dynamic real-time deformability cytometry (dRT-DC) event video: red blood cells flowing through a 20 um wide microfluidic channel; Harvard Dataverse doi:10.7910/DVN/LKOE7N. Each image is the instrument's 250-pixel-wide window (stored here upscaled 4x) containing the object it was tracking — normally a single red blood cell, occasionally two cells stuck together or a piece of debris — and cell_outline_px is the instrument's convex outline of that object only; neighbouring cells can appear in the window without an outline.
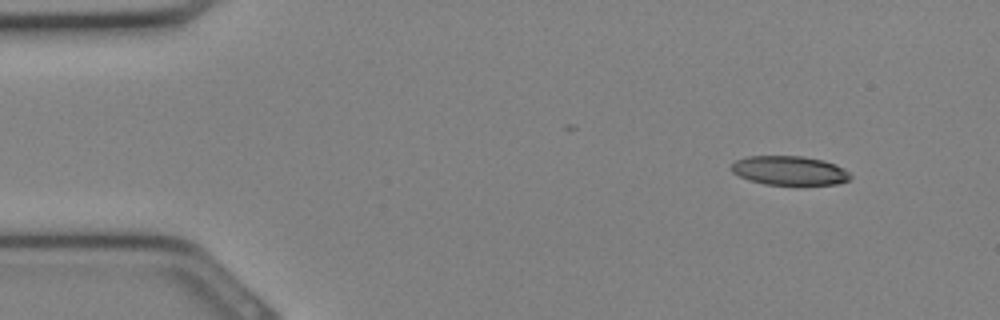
{"species": "Egyptian fruit bat (a non-hibernating species)", "species_latin": "Rousettus aegyptiacus", "temperature_condition": "cold", "stored_images_in_passage": 18, "camera_frame_rate_fps": 3000, "um_per_image_px": 0.085, "animal": {"sex": "female"}, "frame": {"image": 1, "passage_image": 2, "time_ms": 0.333, "image_size_px": [1000, 320], "cell_outline_px": [[852, 176], [848, 180], [836, 184], [764, 184], [748, 180], [732, 172], [732, 164], [736, 160], [748, 156], [804, 156], [824, 160], [836, 164], [844, 168]], "centroid_in_image_um": [67.11, 14.48], "position_along_channel_um": 17.9, "area_um2": 20.11}}
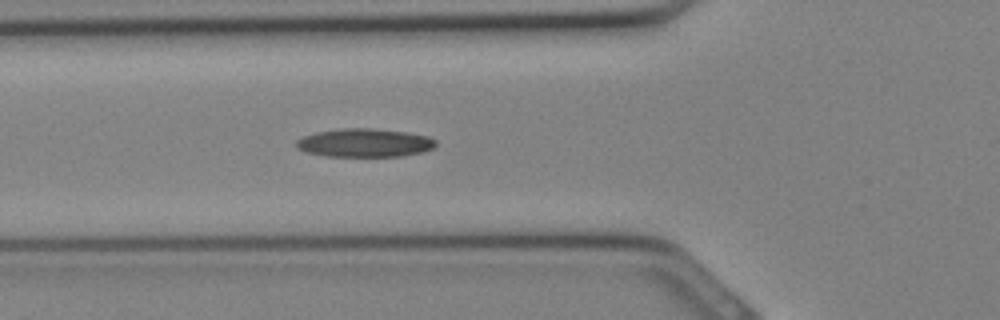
{"frame": {"image": 2, "passage_image": 10, "time_ms": 3.0, "image_size_px": [1000, 320], "cell_outline_px": [[436, 144], [432, 148], [424, 152], [400, 156], [324, 156], [308, 152], [296, 148], [296, 140], [304, 136], [316, 132], [340, 128], [372, 128], [408, 132], [428, 136], [436, 140]], "centroid_in_image_um": [31.0, 12.13], "position_along_channel_um": 94.8, "area_um2": 23.18}}
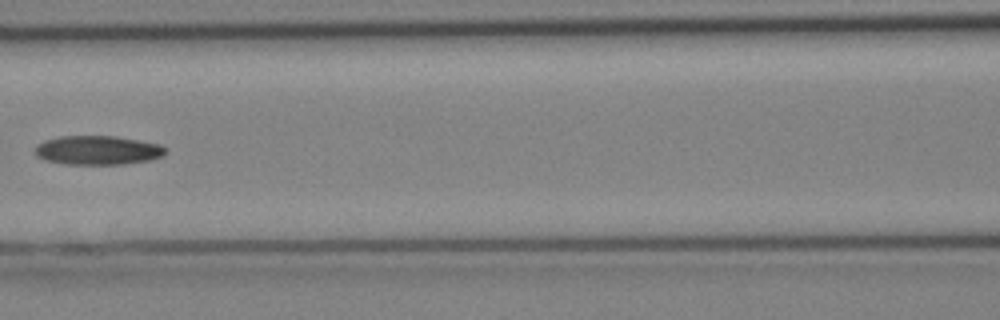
{"frame": {"image": 3, "passage_image": 13, "time_ms": 4.0, "image_size_px": [1000, 320], "cell_outline_px": [[164, 156], [148, 160], [124, 164], [64, 164], [44, 160], [36, 156], [36, 144], [44, 140], [60, 136], [116, 136], [160, 144], [164, 148]], "centroid_in_image_um": [8.27, 12.77], "position_along_channel_um": 158.3, "area_um2": 22.08}}